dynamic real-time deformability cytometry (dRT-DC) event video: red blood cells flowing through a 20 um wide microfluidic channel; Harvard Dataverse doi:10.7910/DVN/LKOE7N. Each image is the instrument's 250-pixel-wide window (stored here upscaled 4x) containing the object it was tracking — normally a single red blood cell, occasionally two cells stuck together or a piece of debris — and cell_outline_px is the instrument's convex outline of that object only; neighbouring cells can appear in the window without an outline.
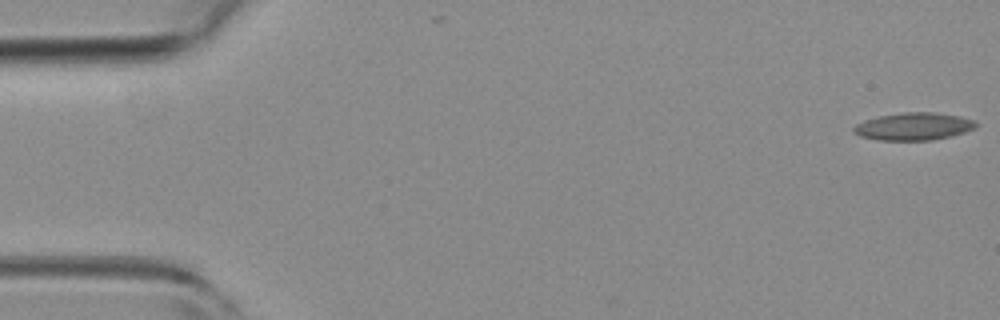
{"species": "common noctule bat (a hibernating species)", "species_latin": "Nyctalus noctula", "temperature_condition": "room temperature", "stored_images_in_passage": 52, "camera_frame_rate_fps": 3000, "um_per_image_px": 0.085, "animal": {"sex": "female", "body_mass_g": 19.3, "forearm_length_mm": 54.1}, "frame": {"image": 1, "passage_image": 1, "time_ms": 0.0, "image_size_px": [1000, 320], "cell_outline_px": [[980, 124], [976, 128], [964, 132], [932, 140], [876, 140], [860, 136], [852, 132], [852, 128], [856, 124], [864, 120], [880, 116], [904, 112], [932, 112], [960, 116], [976, 120]], "centroid_in_image_um": [77.67, 10.74], "position_along_channel_um": 7.3, "area_um2": 19.71}}
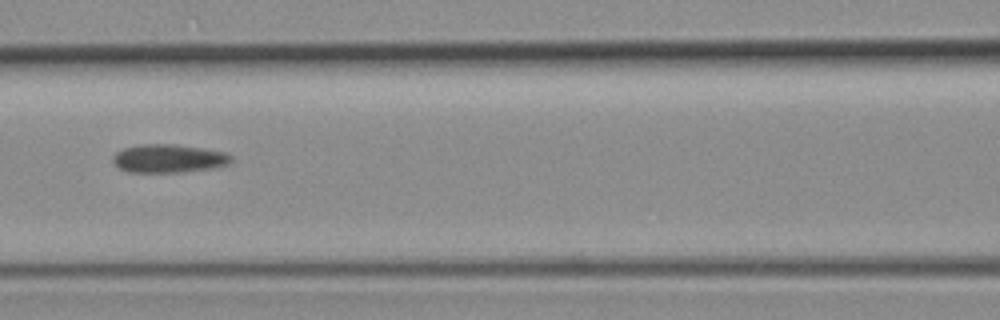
{"frame": {"image": 2, "passage_image": 23, "time_ms": 7.333, "image_size_px": [1000, 320], "cell_outline_px": [[232, 160], [228, 164], [216, 168], [180, 172], [128, 172], [120, 168], [112, 160], [112, 156], [116, 152], [124, 148], [140, 144], [176, 144], [224, 152], [232, 156]], "centroid_in_image_um": [14.33, 13.47], "position_along_channel_um": 152.3, "area_um2": 19.54}}
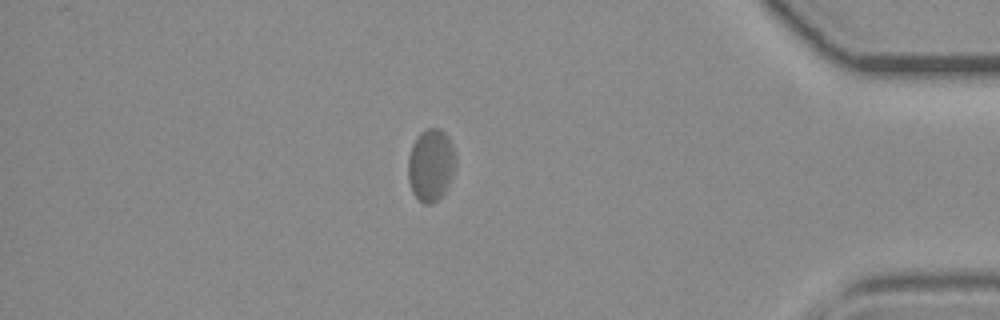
{"frame": {"image": 3, "passage_image": 45, "time_ms": 14.667, "image_size_px": [1000, 320], "cell_outline_px": [[456, 168], [444, 192], [432, 204], [424, 204], [412, 192], [408, 180], [408, 156], [412, 144], [420, 132], [428, 128], [440, 128], [448, 136], [452, 144], [456, 156]], "centroid_in_image_um": [36.63, 14.0], "position_along_channel_um": 398.6, "area_um2": 20.17}, "authors_computed_cell_mechanics": {"area_um2": 19.5653, "velocity_mm_per_s": 3.9156, "shape_relaxation_time_tau1_ms": null, "shape_relaxation_time_tau2_ms": 1.8753, "deformation_change_tau1": null, "deformation_change_tau2": 0.0562}}